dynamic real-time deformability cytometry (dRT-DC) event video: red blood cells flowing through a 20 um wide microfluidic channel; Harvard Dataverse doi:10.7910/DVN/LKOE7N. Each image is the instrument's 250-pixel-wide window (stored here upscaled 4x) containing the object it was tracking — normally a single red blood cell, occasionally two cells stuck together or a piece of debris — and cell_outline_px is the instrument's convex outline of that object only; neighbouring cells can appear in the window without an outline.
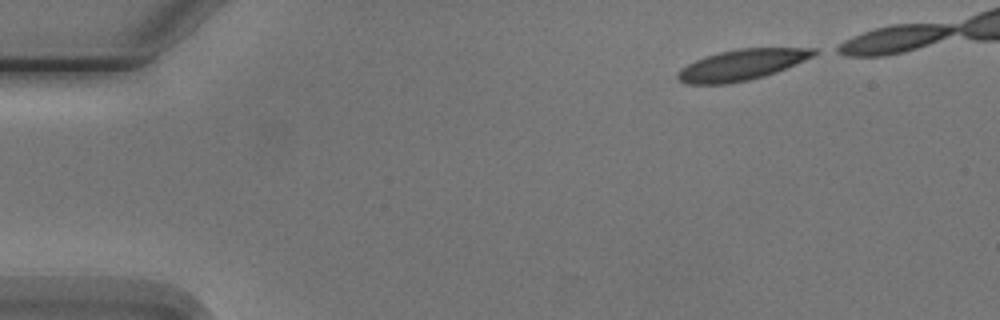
{"species": "Egyptian fruit bat (a non-hibernating species)", "species_latin": "Rousettus aegyptiacus", "temperature_condition": "cold", "stored_images_in_passage": 12, "camera_frame_rate_fps": 3000, "um_per_image_px": 0.085, "animal": {"sex": "male"}, "frame": {"image": 1, "passage_image": 1, "time_ms": 0.0, "image_size_px": [1000, 320], "cell_outline_px": [[820, 52], [804, 60], [776, 72], [764, 76], [748, 80], [728, 84], [684, 84], [676, 80], [676, 72], [680, 68], [696, 60], [720, 52], [740, 48], [816, 48]], "centroid_in_image_um": [63.0, 5.52], "position_along_channel_um": 22.0, "area_um2": 24.39}}
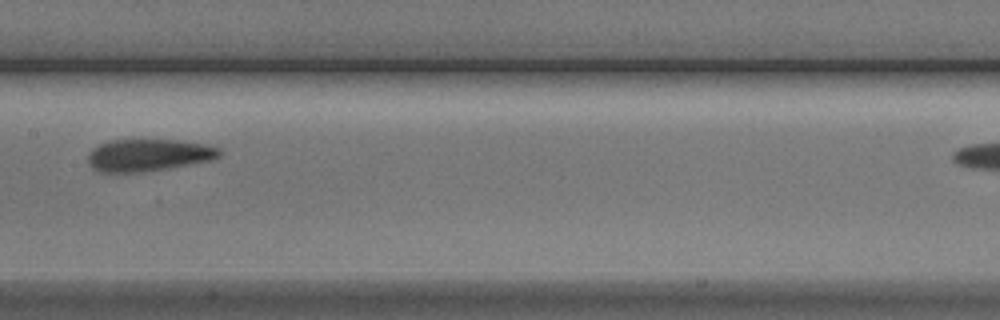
{"frame": {"image": 2, "passage_image": 7, "time_ms": 7.0, "image_size_px": [1000, 320], "cell_outline_px": [[220, 156], [212, 160], [168, 168], [136, 172], [100, 172], [92, 168], [88, 164], [88, 156], [92, 148], [108, 140], [176, 140], [204, 144], [220, 148]], "centroid_in_image_um": [12.59, 13.18], "position_along_channel_um": 194.8, "area_um2": 24.51}}
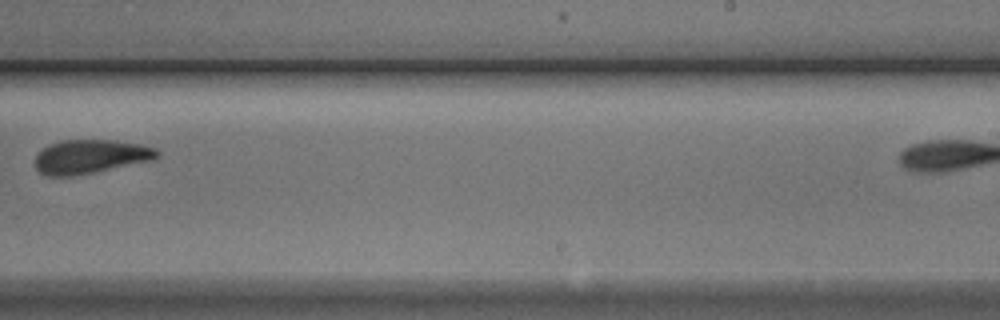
{"frame": {"image": 3, "passage_image": 9, "time_ms": 9.333, "image_size_px": [1000, 320], "cell_outline_px": [[160, 156], [152, 160], [92, 172], [68, 176], [48, 176], [40, 172], [36, 168], [36, 156], [48, 144], [60, 140], [116, 140], [140, 144], [156, 148], [160, 152]], "centroid_in_image_um": [7.7, 13.29], "position_along_channel_um": 281.3, "area_um2": 23.87}}